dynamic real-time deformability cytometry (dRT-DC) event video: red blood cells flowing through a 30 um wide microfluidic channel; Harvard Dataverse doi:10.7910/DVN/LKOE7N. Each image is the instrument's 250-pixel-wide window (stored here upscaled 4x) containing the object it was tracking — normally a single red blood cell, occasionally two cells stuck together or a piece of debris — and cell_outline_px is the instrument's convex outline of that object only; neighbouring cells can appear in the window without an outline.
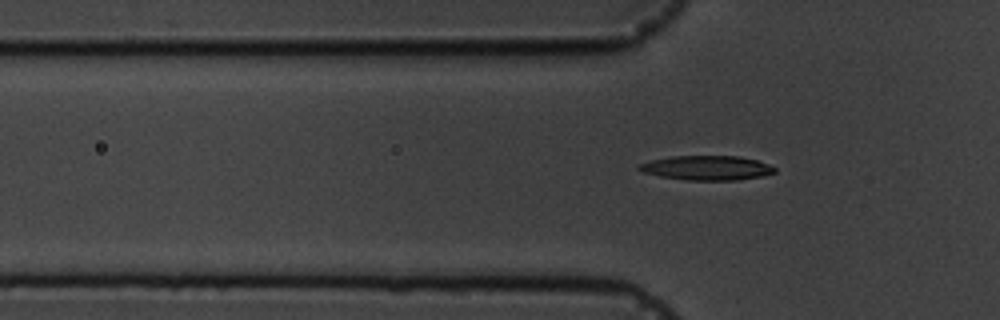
{"species": "common noctule bat (a hibernating species)", "species_latin": "Nyctalus noctula", "temperature_condition": "cold", "stored_images_in_passage": 7, "camera_frame_rate_fps": 3000, "um_per_image_px": 0.085, "animal": {"sex": "male", "body_mass_g": 19.5, "forearm_length_mm": 54.6}, "frame": {"image": 1, "passage_image": 7, "time_ms": 8.333, "image_size_px": [1000, 320], "cell_outline_px": [[776, 172], [764, 176], [736, 180], [688, 180], [660, 176], [644, 172], [636, 168], [640, 164], [652, 160], [672, 156], [740, 156], [756, 160], [768, 164], [776, 168]], "centroid_in_image_um": [60.12, 14.27], "position_along_channel_um": 65.7, "area_um2": 19.25}}